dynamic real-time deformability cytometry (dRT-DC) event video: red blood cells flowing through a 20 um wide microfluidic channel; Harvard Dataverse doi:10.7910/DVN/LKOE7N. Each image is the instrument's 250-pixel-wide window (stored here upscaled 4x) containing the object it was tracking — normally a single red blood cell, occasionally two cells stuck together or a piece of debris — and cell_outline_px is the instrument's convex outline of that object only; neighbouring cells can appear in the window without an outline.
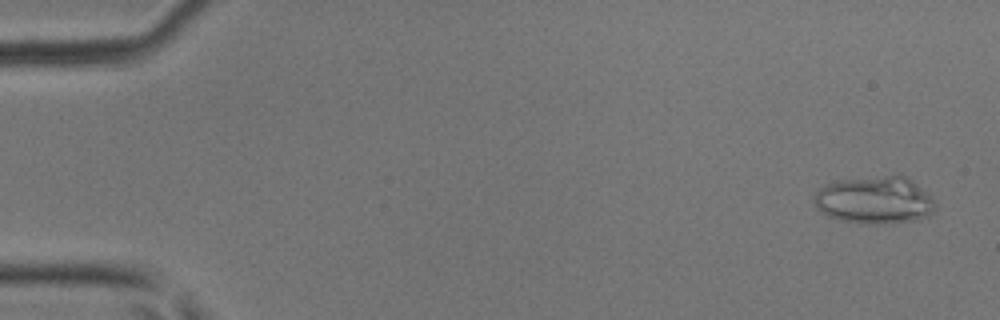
{"species": "common noctule bat (a hibernating species)", "species_latin": "Nyctalus noctula", "temperature_condition": "room temperature", "stored_images_in_passage": 37, "camera_frame_rate_fps": 3000, "um_per_image_px": 0.085, "animal": {"sex": "male", "body_mass_g": 17.9, "forearm_length_mm": 54.2}, "frame": {"image": 1, "passage_image": 2, "time_ms": 0.333, "image_size_px": [1000, 320], "cell_outline_px": [[936, 208], [928, 216], [912, 220], [880, 224], [868, 224], [840, 220], [828, 216], [816, 208], [812, 200], [816, 192], [820, 188], [828, 184], [840, 180], [896, 172], [908, 176], [932, 196], [936, 204]], "centroid_in_image_um": [74.37, 16.96], "position_along_channel_um": 10.6, "area_um2": 34.28}}
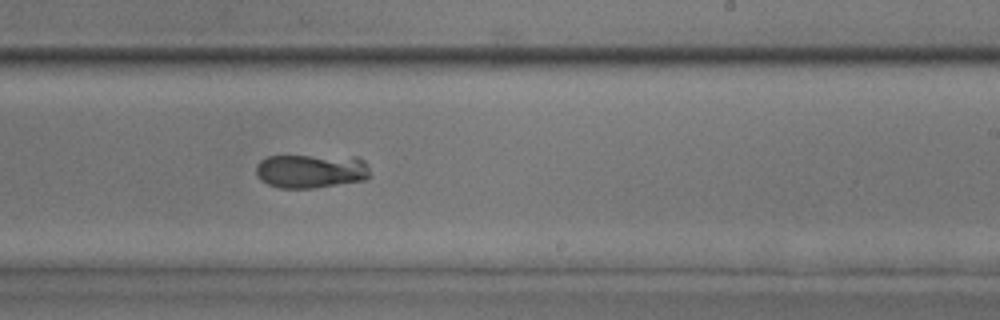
{"frame": {"image": 2, "passage_image": 30, "time_ms": 9.667, "image_size_px": [1000, 320], "cell_outline_px": [[368, 180], [312, 188], [280, 188], [268, 184], [260, 180], [256, 176], [256, 164], [260, 160], [268, 156], [356, 156], [364, 160], [368, 164]], "centroid_in_image_um": [26.44, 14.53], "position_along_channel_um": 262.6, "area_um2": 22.89}}
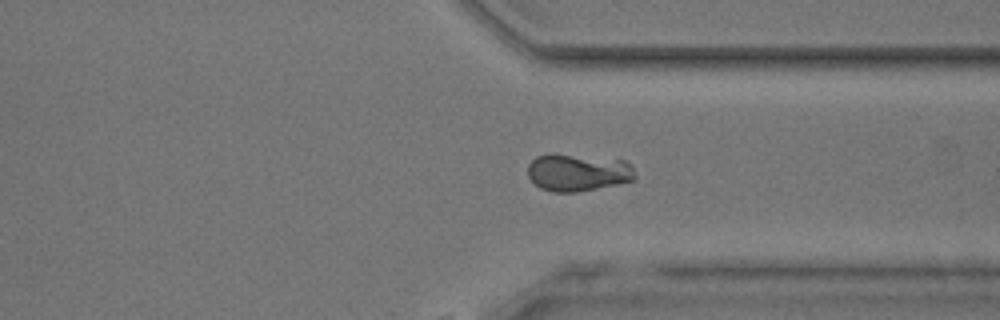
{"frame": {"image": 3, "passage_image": 37, "time_ms": 12.0, "image_size_px": [1000, 320], "cell_outline_px": [[636, 180], [576, 192], [552, 192], [540, 188], [532, 184], [528, 176], [528, 164], [536, 156], [548, 152], [552, 152], [624, 160], [632, 168], [636, 176]], "centroid_in_image_um": [49.05, 14.64], "position_along_channel_um": 362.3, "area_um2": 23.76}}